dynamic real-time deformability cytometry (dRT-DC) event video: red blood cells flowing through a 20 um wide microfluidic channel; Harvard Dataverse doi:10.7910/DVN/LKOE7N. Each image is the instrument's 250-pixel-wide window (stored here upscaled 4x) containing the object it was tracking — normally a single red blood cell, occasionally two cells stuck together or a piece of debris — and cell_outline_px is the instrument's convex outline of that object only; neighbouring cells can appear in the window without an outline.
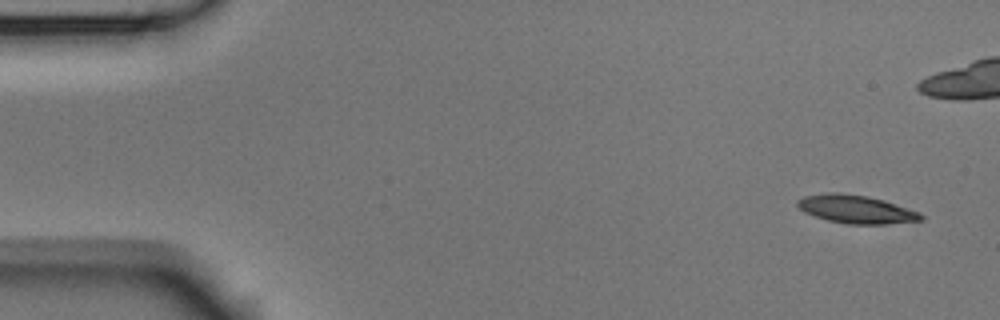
{"species": "Egyptian fruit bat (a non-hibernating species)", "species_latin": "Rousettus aegyptiacus", "temperature_condition": "room temperature", "stored_images_in_passage": 10, "camera_frame_rate_fps": 3000, "um_per_image_px": 0.085, "animal": {"sex": "male"}, "frame": {"image": 1, "passage_image": 1, "time_ms": 0.0, "image_size_px": [1000, 320], "cell_outline_px": [[924, 220], [884, 224], [848, 224], [828, 220], [804, 212], [796, 204], [796, 200], [804, 196], [824, 192], [840, 192], [868, 196], [884, 200], [920, 212], [924, 216]], "centroid_in_image_um": [72.77, 17.77], "position_along_channel_um": 12.2, "area_um2": 20.4}}
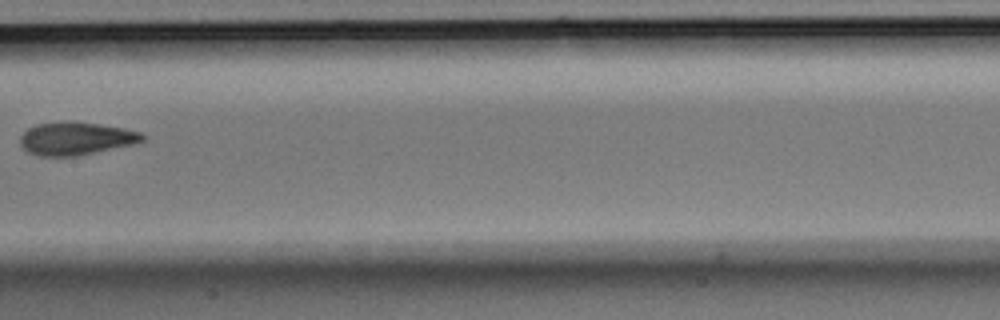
{"frame": {"image": 2, "passage_image": 9, "time_ms": 2.667, "image_size_px": [1000, 320], "cell_outline_px": [[148, 136], [144, 140], [132, 144], [76, 156], [36, 156], [28, 152], [20, 144], [20, 136], [28, 128], [36, 124], [96, 124], [124, 128], [140, 132]], "centroid_in_image_um": [6.46, 11.82], "position_along_channel_um": 200.9, "area_um2": 22.6}}
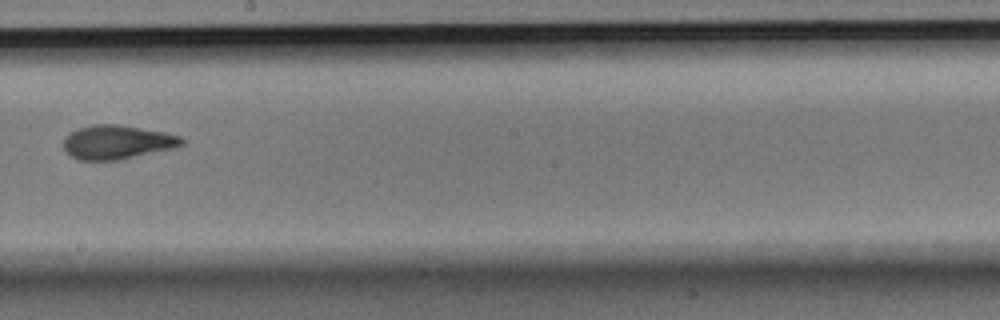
{"frame": {"image": 3, "passage_image": 10, "time_ms": 3.0, "image_size_px": [1000, 320], "cell_outline_px": [[184, 144], [176, 148], [120, 160], [76, 160], [64, 148], [64, 136], [80, 128], [92, 124], [120, 124], [164, 132], [180, 136], [184, 140]], "centroid_in_image_um": [9.99, 12.09], "position_along_channel_um": 238.2, "area_um2": 23.52}}